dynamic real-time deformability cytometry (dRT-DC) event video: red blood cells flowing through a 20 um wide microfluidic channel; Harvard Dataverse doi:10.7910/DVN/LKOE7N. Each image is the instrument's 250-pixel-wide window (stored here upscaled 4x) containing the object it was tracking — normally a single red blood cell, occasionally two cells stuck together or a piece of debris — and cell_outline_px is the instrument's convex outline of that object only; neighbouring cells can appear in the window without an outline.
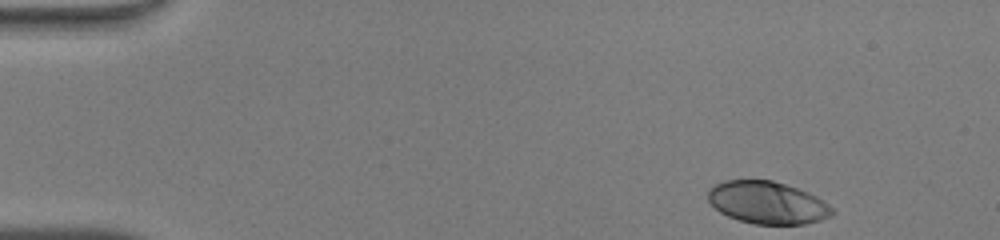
{"species": "human", "species_latin": "Homo sapiens", "temperature_condition": "warm", "stored_images_in_passage": 44, "camera_frame_rate_fps": 3000, "um_per_image_px": 0.085, "donor": {"sex": "male"}, "frame": {"image": 1, "passage_image": 1, "time_ms": 0.0, "image_size_px": [1000, 240], "cell_outline_px": [[836, 212], [832, 216], [820, 220], [804, 224], [756, 224], [740, 220], [728, 216], [720, 212], [708, 200], [708, 188], [724, 180], [772, 180], [808, 192], [816, 196], [828, 204]], "centroid_in_image_um": [65.24, 17.22], "position_along_channel_um": 19.8, "area_um2": 30.58}}
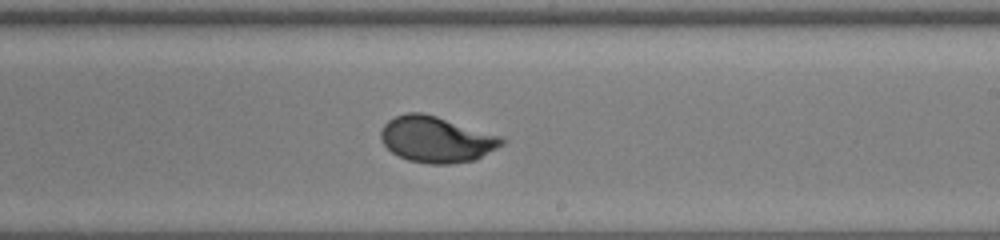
{"frame": {"image": 2, "passage_image": 25, "time_ms": 8.0, "image_size_px": [1000, 240], "cell_outline_px": [[508, 140], [504, 144], [476, 160], [452, 164], [428, 164], [408, 160], [392, 152], [380, 140], [380, 132], [384, 124], [388, 120], [396, 116], [408, 112], [420, 112], [436, 116], [504, 136]], "centroid_in_image_um": [37.14, 11.85], "position_along_channel_um": 251.9, "area_um2": 32.77}}
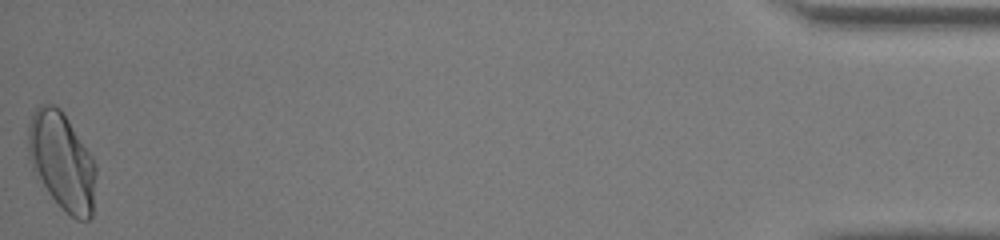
{"frame": {"image": 3, "passage_image": 44, "time_ms": 14.333, "image_size_px": [1000, 240], "cell_outline_px": [[96, 172], [92, 216], [88, 220], [76, 220], [64, 212], [48, 192], [36, 176], [32, 168], [28, 156], [28, 124], [36, 108], [40, 104], [52, 104], [60, 108], [64, 112], [92, 156], [96, 164]], "centroid_in_image_um": [5.26, 13.71], "position_along_channel_um": 429.9, "area_um2": 38.84}, "authors_computed_cell_mechanics": {"area_um2": 32.1368, "velocity_mm_per_s": 4.271, "shape_relaxation_time_tau1_ms": 4.4099, "shape_relaxation_time_tau2_ms": null, "deformation_change_tau1": 0.1977, "deformation_change_tau2": null}}